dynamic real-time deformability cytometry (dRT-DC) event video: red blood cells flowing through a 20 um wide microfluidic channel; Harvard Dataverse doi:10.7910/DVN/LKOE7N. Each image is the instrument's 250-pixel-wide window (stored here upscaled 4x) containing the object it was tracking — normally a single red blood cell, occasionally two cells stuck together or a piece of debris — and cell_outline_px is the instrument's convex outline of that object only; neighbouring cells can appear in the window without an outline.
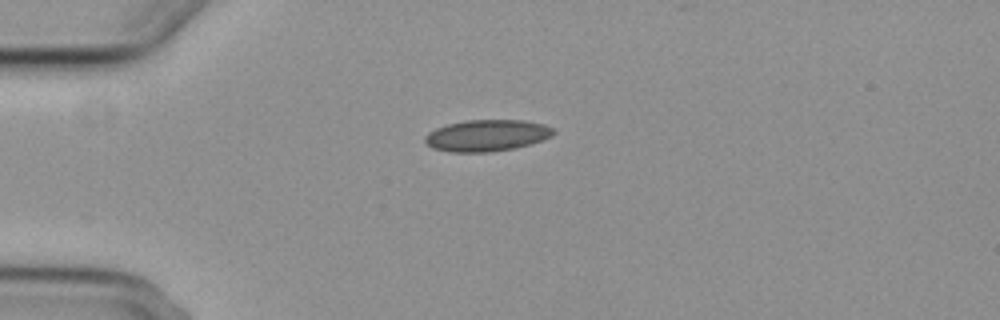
{"species": "common noctule bat (a hibernating species)", "species_latin": "Nyctalus noctula", "temperature_condition": "cold", "stored_images_in_passage": 8, "camera_frame_rate_fps": 3000, "um_per_image_px": 0.085, "animal": {"sex": "female", "body_mass_g": 29.2, "forearm_length_mm": 56.3}, "frame": {"image": 1, "passage_image": 1, "time_ms": 0.0, "image_size_px": [1000, 320], "cell_outline_px": [[556, 132], [552, 136], [528, 144], [512, 148], [488, 152], [448, 152], [432, 148], [424, 140], [424, 136], [428, 132], [436, 128], [448, 124], [468, 120], [524, 120], [544, 124], [556, 128]], "centroid_in_image_um": [41.38, 11.51], "position_along_channel_um": 43.6, "area_um2": 23.58}}
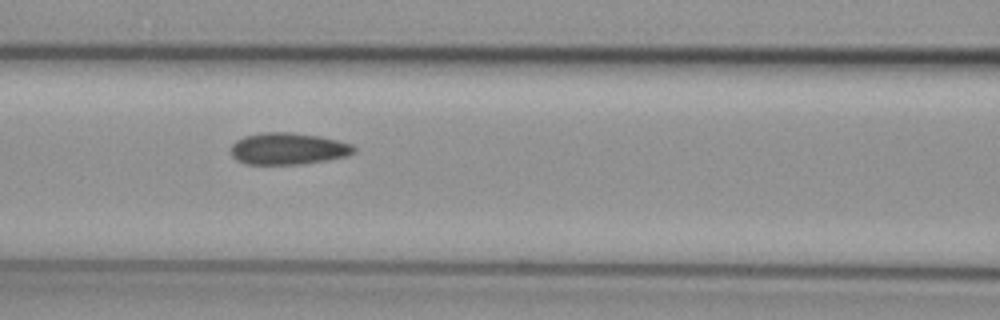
{"frame": {"image": 2, "passage_image": 4, "time_ms": 3.333, "image_size_px": [1000, 320], "cell_outline_px": [[356, 152], [348, 156], [328, 160], [304, 164], [244, 164], [236, 160], [232, 156], [232, 144], [236, 140], [244, 136], [260, 132], [292, 132], [320, 136], [352, 144], [356, 148]], "centroid_in_image_um": [24.5, 12.64], "position_along_channel_um": 142.1, "area_um2": 23.06}}
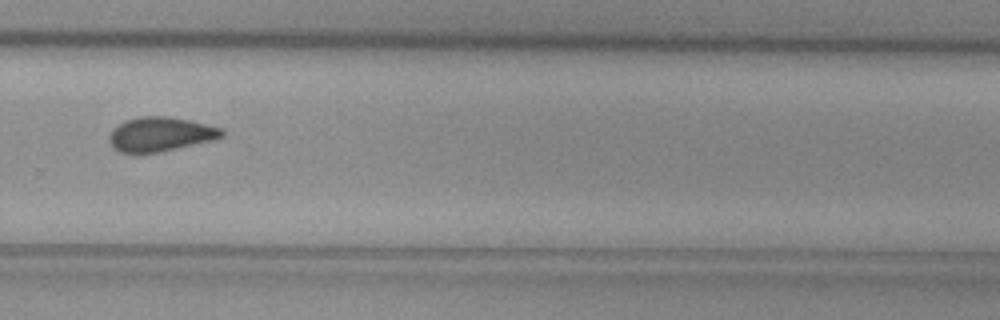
{"frame": {"image": 3, "passage_image": 8, "time_ms": 8.0, "image_size_px": [1000, 320], "cell_outline_px": [[224, 136], [212, 140], [160, 152], [120, 152], [112, 144], [108, 136], [124, 120], [140, 116], [168, 116], [208, 124], [220, 128], [224, 132]], "centroid_in_image_um": [13.67, 11.39], "position_along_channel_um": 316.1, "area_um2": 22.08}}